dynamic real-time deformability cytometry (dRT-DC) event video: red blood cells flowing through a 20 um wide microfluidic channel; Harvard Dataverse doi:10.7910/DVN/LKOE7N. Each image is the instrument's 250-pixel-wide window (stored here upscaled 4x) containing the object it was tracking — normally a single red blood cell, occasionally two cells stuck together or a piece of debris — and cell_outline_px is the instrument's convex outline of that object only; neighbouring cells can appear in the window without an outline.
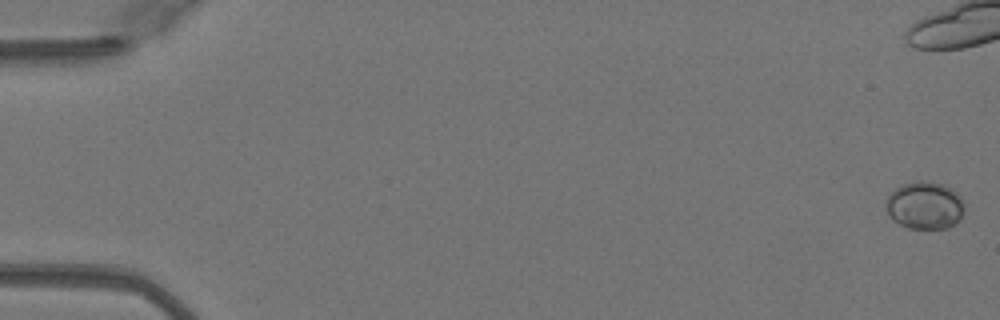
{"species": "Egyptian fruit bat (a non-hibernating species)", "species_latin": "Rousettus aegyptiacus", "temperature_condition": "warm", "stored_images_in_passage": 52, "camera_frame_rate_fps": 3000, "um_per_image_px": 0.085, "animal": {"sex": "female"}, "frame": {"image": 1, "passage_image": 1, "time_ms": 0.0, "image_size_px": [1000, 320], "cell_outline_px": [[964, 208], [960, 216], [948, 228], [908, 228], [892, 220], [888, 216], [884, 208], [884, 204], [888, 196], [896, 188], [904, 184], [916, 180], [920, 180], [940, 184], [956, 192], [960, 196], [964, 204]], "centroid_in_image_um": [78.54, 17.46], "position_along_channel_um": 6.5, "area_um2": 21.56}}
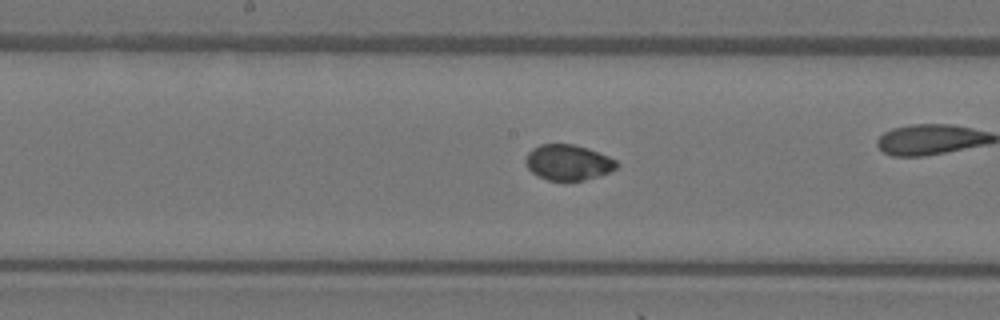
{"frame": {"image": 2, "passage_image": 27, "time_ms": 8.667, "image_size_px": [1000, 320], "cell_outline_px": [[616, 168], [608, 172], [584, 180], [548, 180], [532, 172], [528, 168], [524, 160], [528, 152], [532, 148], [540, 144], [572, 144], [588, 148], [608, 156], [616, 160]], "centroid_in_image_um": [48.25, 13.79], "position_along_channel_um": 199.9, "area_um2": 18.61}}
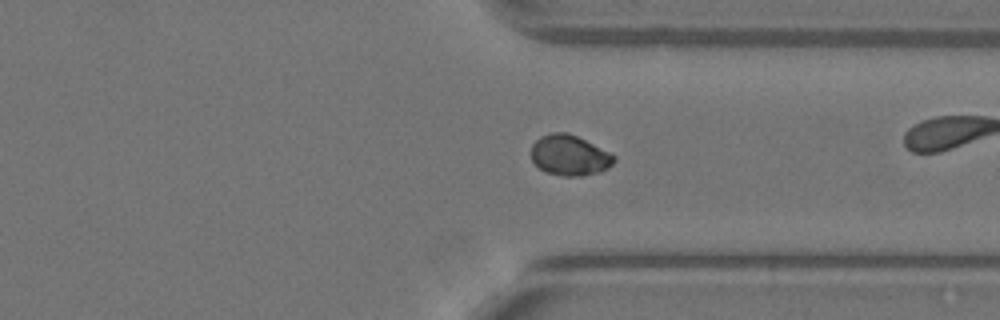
{"frame": {"image": 3, "passage_image": 39, "time_ms": 12.667, "image_size_px": [1000, 320], "cell_outline_px": [[616, 160], [608, 168], [600, 172], [580, 176], [560, 176], [544, 172], [532, 160], [532, 144], [540, 136], [552, 132], [568, 132], [616, 156]], "centroid_in_image_um": [48.4, 13.21], "position_along_channel_um": 363.0, "area_um2": 19.48}}